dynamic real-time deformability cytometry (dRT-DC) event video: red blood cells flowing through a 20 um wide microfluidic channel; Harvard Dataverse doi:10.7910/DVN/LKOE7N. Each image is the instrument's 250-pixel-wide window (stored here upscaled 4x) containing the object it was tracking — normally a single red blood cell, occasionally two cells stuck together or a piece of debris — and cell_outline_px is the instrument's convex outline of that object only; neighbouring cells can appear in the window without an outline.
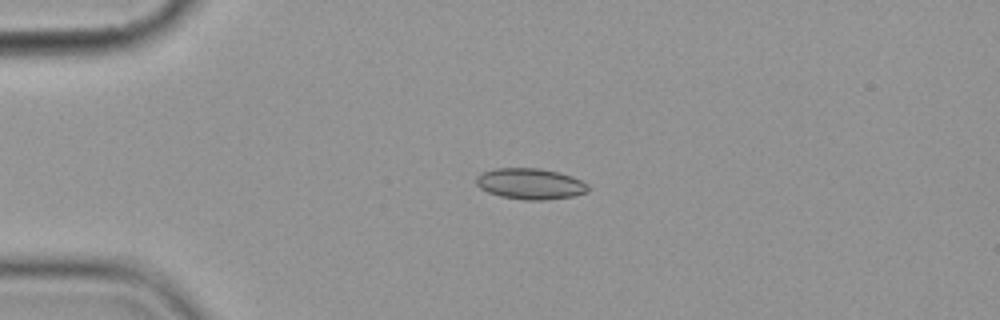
{"species": "common noctule bat (a hibernating species)", "species_latin": "Nyctalus noctula", "temperature_condition": "cold", "stored_images_in_passage": 3, "camera_frame_rate_fps": 3000, "um_per_image_px": 0.085, "animal": {"sex": "female", "body_mass_g": 19.9}, "frame": {"image": 1, "passage_image": 1, "time_ms": 0.0, "image_size_px": [1000, 320], "cell_outline_px": [[588, 192], [572, 196], [544, 200], [524, 200], [500, 196], [488, 192], [480, 188], [476, 184], [476, 176], [480, 172], [496, 168], [540, 168], [560, 172], [572, 176], [588, 184]], "centroid_in_image_um": [45.05, 15.61], "position_along_channel_um": 39.9, "area_um2": 20.35}}
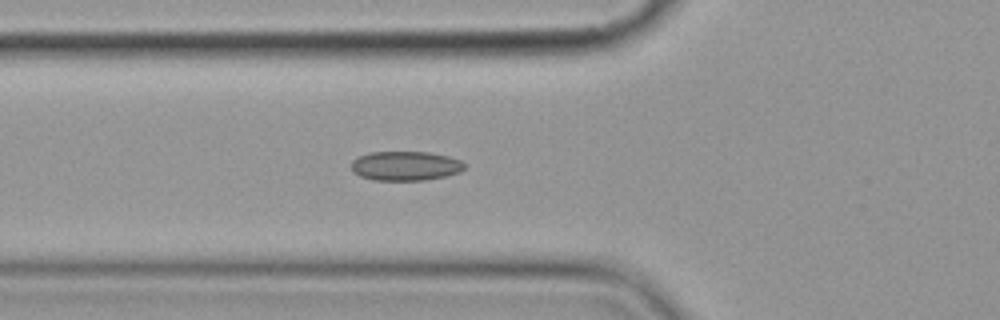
{"frame": {"image": 2, "passage_image": 3, "time_ms": 2.333, "image_size_px": [1000, 320], "cell_outline_px": [[464, 168], [460, 172], [444, 176], [424, 180], [372, 180], [360, 176], [352, 172], [352, 160], [360, 156], [372, 152], [428, 152], [448, 156], [460, 160], [464, 164]], "centroid_in_image_um": [34.45, 14.1], "position_along_channel_um": 91.4, "area_um2": 19.25}}